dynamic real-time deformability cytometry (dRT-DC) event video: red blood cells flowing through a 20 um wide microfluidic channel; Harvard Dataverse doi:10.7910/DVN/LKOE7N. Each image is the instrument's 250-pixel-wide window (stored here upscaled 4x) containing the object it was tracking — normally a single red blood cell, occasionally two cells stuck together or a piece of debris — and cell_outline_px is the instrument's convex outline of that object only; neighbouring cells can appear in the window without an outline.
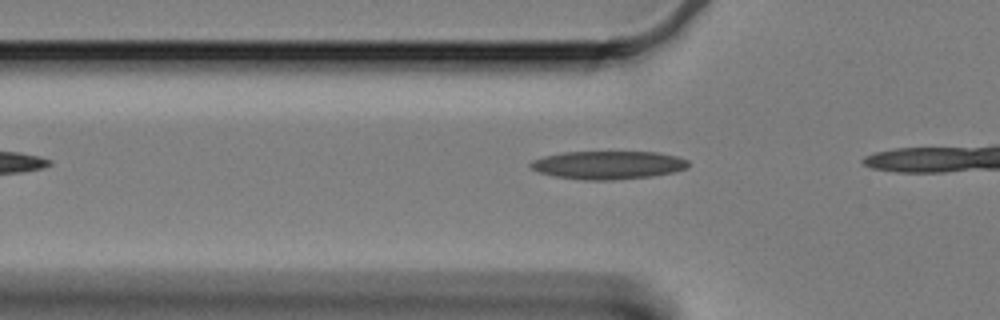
{"species": "Egyptian fruit bat (a non-hibernating species)", "species_latin": "Rousettus aegyptiacus", "temperature_condition": "cold", "stored_images_in_passage": 5, "camera_frame_rate_fps": 3000, "um_per_image_px": 0.085, "animal": {"sex": "female"}, "frame": {"image": 1, "passage_image": 2, "time_ms": 0.333, "image_size_px": [1000, 320], "cell_outline_px": [[688, 164], [684, 168], [672, 172], [652, 176], [612, 180], [584, 180], [556, 176], [540, 172], [532, 168], [528, 164], [532, 160], [544, 156], [564, 152], [656, 152], [676, 156], [688, 160]], "centroid_in_image_um": [51.66, 14.02], "position_along_channel_um": 74.1, "area_um2": 25.66}}